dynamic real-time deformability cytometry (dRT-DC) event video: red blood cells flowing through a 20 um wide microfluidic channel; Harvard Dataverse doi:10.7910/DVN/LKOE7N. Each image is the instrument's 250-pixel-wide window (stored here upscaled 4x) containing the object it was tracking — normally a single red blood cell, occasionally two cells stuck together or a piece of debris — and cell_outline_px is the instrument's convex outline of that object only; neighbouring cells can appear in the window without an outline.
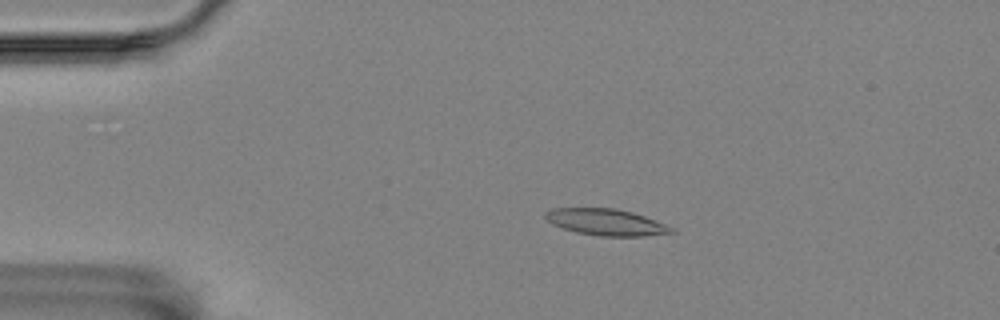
{"species": "Egyptian fruit bat (a non-hibernating species)", "species_latin": "Rousettus aegyptiacus", "temperature_condition": "room temperature", "stored_images_in_passage": 6, "camera_frame_rate_fps": 3000, "um_per_image_px": 0.085, "animal": {"sex": "female"}, "frame": {"image": 1, "passage_image": 4, "time_ms": 3.333, "image_size_px": [1000, 320], "cell_outline_px": [[676, 232], [644, 236], [600, 236], [576, 232], [552, 224], [544, 216], [544, 212], [552, 208], [616, 208], [632, 212], [644, 216], [676, 228]], "centroid_in_image_um": [51.53, 18.88], "position_along_channel_um": 33.5, "area_um2": 19.48}}
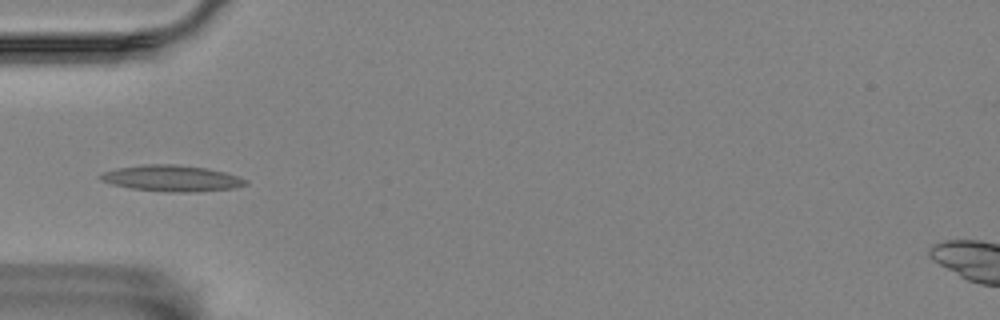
{"frame": {"image": 2, "passage_image": 6, "time_ms": 5.667, "image_size_px": [1000, 320], "cell_outline_px": [[248, 184], [236, 188], [196, 192], [164, 192], [132, 188], [112, 184], [100, 180], [96, 176], [104, 172], [116, 168], [144, 164], [176, 164], [208, 168], [224, 172], [248, 180]], "centroid_in_image_um": [14.6, 15.16], "position_along_channel_um": 70.4, "area_um2": 22.31}}